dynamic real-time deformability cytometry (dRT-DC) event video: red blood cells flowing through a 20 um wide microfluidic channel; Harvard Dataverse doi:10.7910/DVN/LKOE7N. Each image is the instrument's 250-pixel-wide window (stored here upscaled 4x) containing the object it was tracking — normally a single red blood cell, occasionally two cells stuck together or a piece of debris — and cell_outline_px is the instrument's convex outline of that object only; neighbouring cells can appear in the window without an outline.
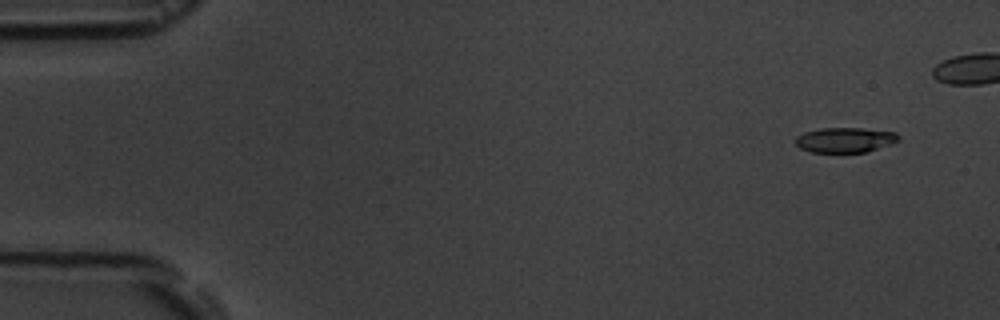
{"species": "common noctule bat (a hibernating species)", "species_latin": "Nyctalus noctula", "temperature_condition": "room temperature", "stored_images_in_passage": 5, "camera_frame_rate_fps": 3000, "um_per_image_px": 0.085, "animal": {"sex": "male", "body_mass_g": 19.5, "forearm_length_mm": 54.6}, "frame": {"image": 1, "passage_image": 1, "time_ms": 0.0, "image_size_px": [1000, 320], "cell_outline_px": [[900, 140], [892, 144], [864, 152], [812, 152], [800, 148], [796, 144], [796, 136], [804, 132], [820, 128], [860, 128], [896, 132], [900, 136]], "centroid_in_image_um": [71.85, 11.89], "position_along_channel_um": 13.2, "area_um2": 15.03}}